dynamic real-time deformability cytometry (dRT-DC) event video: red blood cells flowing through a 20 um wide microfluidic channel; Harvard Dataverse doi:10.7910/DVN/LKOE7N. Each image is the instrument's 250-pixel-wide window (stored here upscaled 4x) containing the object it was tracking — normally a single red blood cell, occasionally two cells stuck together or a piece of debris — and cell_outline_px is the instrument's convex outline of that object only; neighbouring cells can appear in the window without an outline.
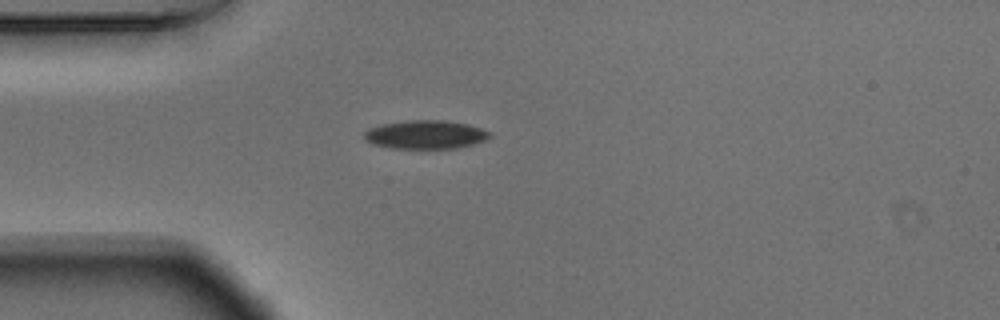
{"species": "Egyptian fruit bat (a non-hibernating species)", "species_latin": "Rousettus aegyptiacus", "temperature_condition": "warm", "stored_images_in_passage": 41, "camera_frame_rate_fps": 3000, "um_per_image_px": 0.085, "animal": {"sex": "male"}, "frame": {"image": 1, "passage_image": 1, "time_ms": 0.0, "image_size_px": [1000, 320], "cell_outline_px": [[492, 136], [484, 140], [472, 144], [456, 148], [388, 148], [372, 144], [364, 140], [364, 132], [368, 128], [384, 124], [408, 120], [444, 120], [468, 124], [492, 132]], "centroid_in_image_um": [36.15, 11.44], "position_along_channel_um": 48.8, "area_um2": 20.92}}
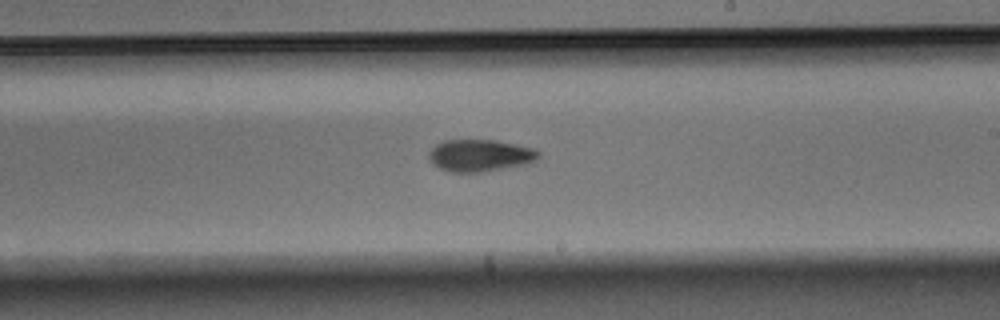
{"frame": {"image": 2, "passage_image": 18, "time_ms": 5.667, "image_size_px": [1000, 320], "cell_outline_px": [[540, 156], [536, 160], [528, 164], [480, 172], [452, 172], [440, 168], [432, 164], [428, 160], [428, 152], [436, 144], [444, 140], [496, 140], [536, 148], [540, 152]], "centroid_in_image_um": [40.81, 13.21], "position_along_channel_um": 248.2, "area_um2": 20.69}}
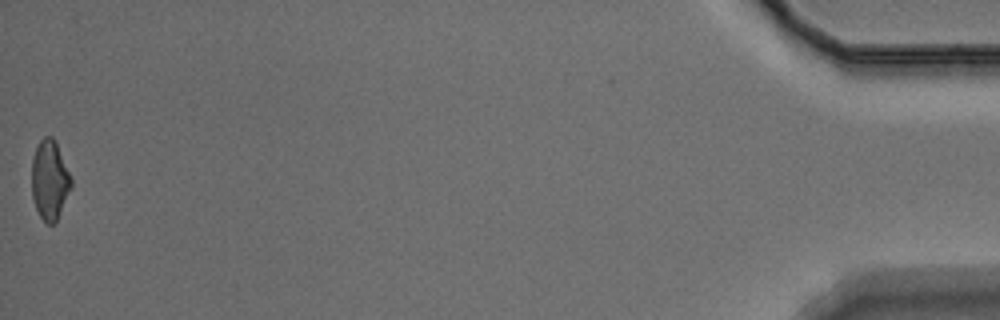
{"frame": {"image": 3, "passage_image": 41, "time_ms": 13.333, "image_size_px": [1000, 320], "cell_outline_px": [[72, 188], [56, 220], [52, 224], [48, 224], [40, 216], [32, 200], [32, 160], [36, 148], [40, 140], [44, 136], [52, 136], [56, 140], [72, 180]], "centroid_in_image_um": [4.23, 15.28], "position_along_channel_um": 431.0, "area_um2": 18.26}, "authors_computed_cell_mechanics": {"area_um2": 20.1144, "velocity_mm_per_s": 3.6855, "shape_relaxation_time_tau1_ms": 4.6626, "shape_relaxation_time_tau2_ms": 5.8552, "deformation_change_tau1": 0.1269, "deformation_change_tau2": 0.1242}}